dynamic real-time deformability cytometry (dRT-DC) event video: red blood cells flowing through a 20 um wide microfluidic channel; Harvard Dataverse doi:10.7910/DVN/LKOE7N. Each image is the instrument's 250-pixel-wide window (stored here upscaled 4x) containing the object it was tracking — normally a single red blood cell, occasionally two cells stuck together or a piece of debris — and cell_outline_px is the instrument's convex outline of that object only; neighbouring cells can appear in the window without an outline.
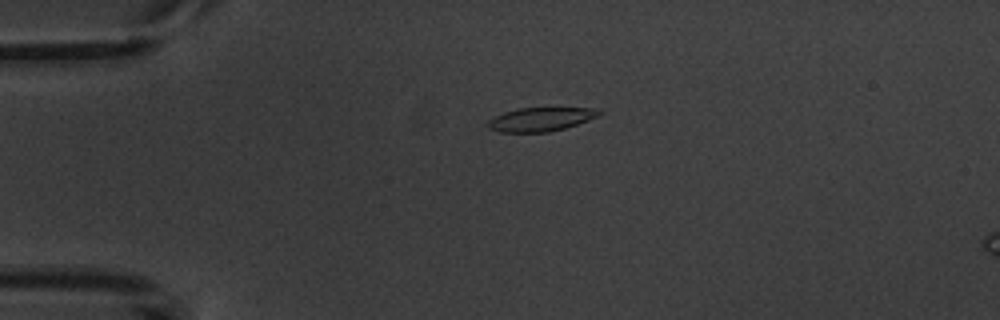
{"species": "common noctule bat (a hibernating species)", "species_latin": "Nyctalus noctula", "temperature_condition": "warm", "stored_images_in_passage": 4, "camera_frame_rate_fps": 3000, "um_per_image_px": 0.085, "animal": {"sex": "male", "body_mass_g": 20.1, "forearm_length_mm": 53.5}, "frame": {"image": 1, "passage_image": 2, "time_ms": 1.0, "image_size_px": [1000, 320], "cell_outline_px": [[604, 112], [600, 116], [564, 128], [548, 132], [500, 132], [488, 128], [488, 120], [504, 112], [520, 108], [600, 108]], "centroid_in_image_um": [46.01, 10.13], "position_along_channel_um": 39.0, "area_um2": 15.37}}